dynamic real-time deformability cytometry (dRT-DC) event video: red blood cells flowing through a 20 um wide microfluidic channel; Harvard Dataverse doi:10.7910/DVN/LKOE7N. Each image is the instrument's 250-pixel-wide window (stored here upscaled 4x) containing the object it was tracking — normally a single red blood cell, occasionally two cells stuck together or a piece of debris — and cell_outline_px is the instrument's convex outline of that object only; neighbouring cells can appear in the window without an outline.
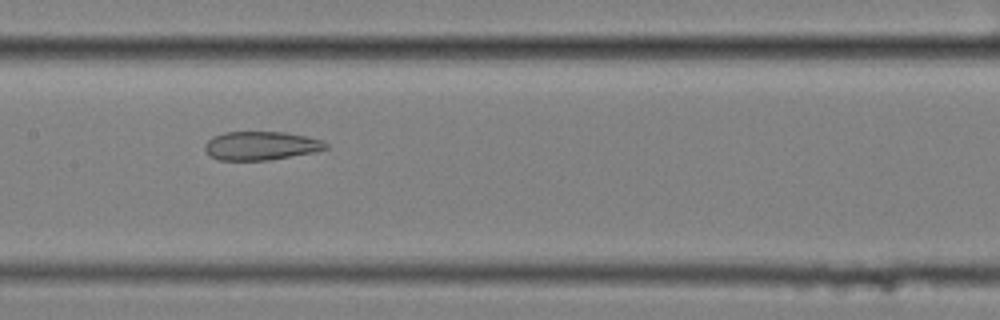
{"species": "common noctule bat (a hibernating species)", "species_latin": "Nyctalus noctula", "temperature_condition": "cold", "stored_images_in_passage": 10, "camera_frame_rate_fps": 3000, "um_per_image_px": 0.085, "animal": {"sex": "female", "body_mass_g": 25.1}, "frame": {"image": 1, "passage_image": 9, "time_ms": 2.667, "image_size_px": [1000, 320], "cell_outline_px": [[328, 148], [316, 152], [268, 160], [216, 160], [204, 148], [204, 144], [212, 136], [224, 132], [284, 132], [324, 140], [328, 144]], "centroid_in_image_um": [22.19, 12.38], "position_along_channel_um": 185.2, "area_um2": 20.23}}
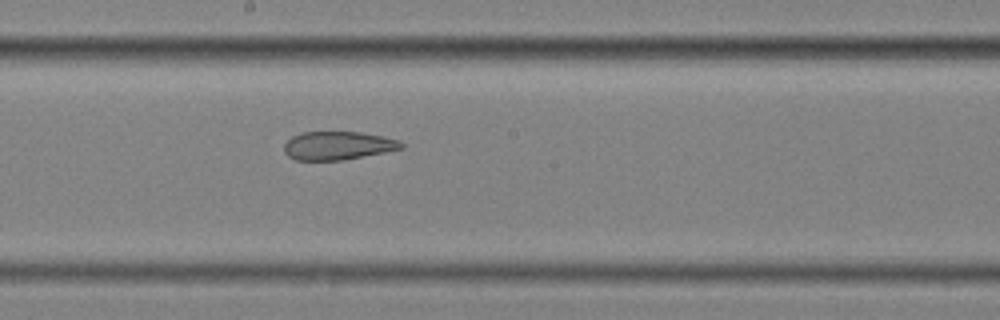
{"frame": {"image": 2, "passage_image": 10, "time_ms": 3.0, "image_size_px": [1000, 320], "cell_outline_px": [[404, 148], [344, 160], [296, 160], [288, 156], [284, 152], [284, 144], [292, 136], [300, 132], [360, 132], [384, 136], [400, 140], [404, 144]], "centroid_in_image_um": [28.73, 12.37], "position_along_channel_um": 219.5, "area_um2": 19.48}}